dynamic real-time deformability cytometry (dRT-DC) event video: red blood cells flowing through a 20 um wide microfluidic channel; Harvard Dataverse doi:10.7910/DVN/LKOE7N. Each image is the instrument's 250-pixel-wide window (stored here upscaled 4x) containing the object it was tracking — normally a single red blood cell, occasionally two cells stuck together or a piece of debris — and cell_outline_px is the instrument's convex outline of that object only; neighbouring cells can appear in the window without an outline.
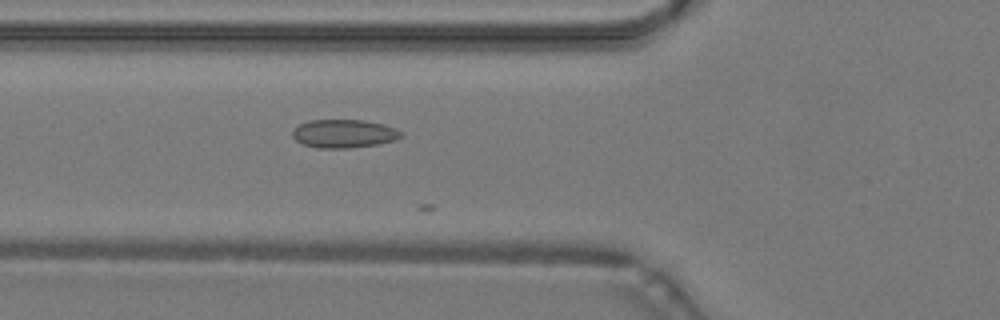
{"species": "common noctule bat (a hibernating species)", "species_latin": "Nyctalus noctula", "temperature_condition": "warm", "stored_images_in_passage": 16, "camera_frame_rate_fps": 3000, "um_per_image_px": 0.085, "animal": {"sex": "male", "body_mass_g": 19.2, "forearm_length_mm": 51.8}, "frame": {"image": 1, "passage_image": 12, "time_ms": 3.667, "image_size_px": [1000, 320], "cell_outline_px": [[404, 136], [396, 140], [376, 144], [348, 148], [316, 148], [304, 144], [296, 140], [292, 136], [292, 128], [308, 120], [364, 120], [384, 124], [396, 128], [404, 132]], "centroid_in_image_um": [29.25, 11.35], "position_along_channel_um": 96.5, "area_um2": 18.15}}
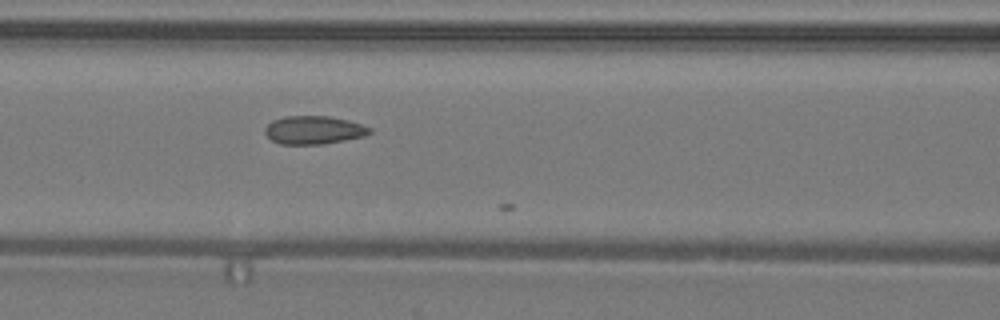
{"frame": {"image": 2, "passage_image": 15, "time_ms": 4.667, "image_size_px": [1000, 320], "cell_outline_px": [[372, 132], [364, 136], [344, 140], [320, 144], [280, 144], [272, 140], [264, 132], [264, 128], [272, 120], [284, 116], [328, 116], [348, 120], [372, 128]], "centroid_in_image_um": [26.65, 11.04], "position_along_channel_um": 139.9, "area_um2": 17.17}}